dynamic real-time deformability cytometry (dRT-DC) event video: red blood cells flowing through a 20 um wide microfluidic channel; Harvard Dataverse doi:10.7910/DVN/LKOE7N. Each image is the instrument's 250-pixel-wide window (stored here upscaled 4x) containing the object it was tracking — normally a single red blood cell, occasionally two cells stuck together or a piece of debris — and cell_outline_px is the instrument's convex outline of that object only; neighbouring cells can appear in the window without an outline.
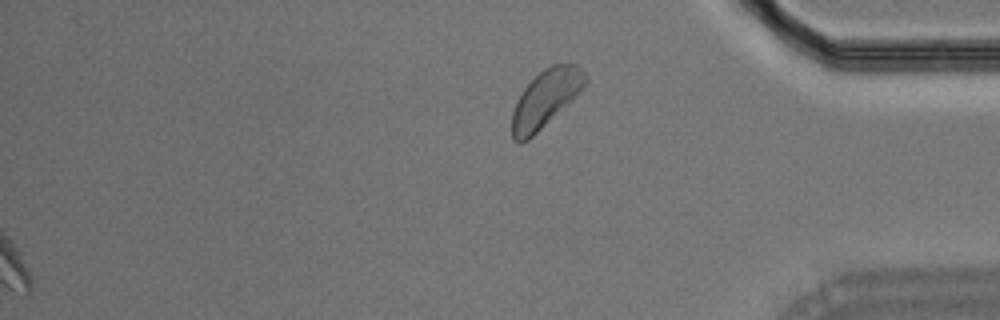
{"species": "Egyptian fruit bat (a non-hibernating species)", "species_latin": "Rousettus aegyptiacus", "temperature_condition": "room temperature", "stored_images_in_passage": 38, "segment_of_instrument_passage": [2, 2], "camera_frame_rate_fps": 3000, "um_per_image_px": 0.085, "animal": {"sex": "male"}, "frame": {"image": 1, "passage_image": 38, "time_ms": 12.333, "image_size_px": [1000, 320], "cell_outline_px": [[588, 84], [584, 88], [528, 140], [520, 144], [512, 140], [512, 112], [524, 88], [544, 68], [552, 64], [576, 64], [588, 76]], "centroid_in_image_um": [46.39, 8.38], "position_along_channel_um": 388.8, "area_um2": 24.1}}